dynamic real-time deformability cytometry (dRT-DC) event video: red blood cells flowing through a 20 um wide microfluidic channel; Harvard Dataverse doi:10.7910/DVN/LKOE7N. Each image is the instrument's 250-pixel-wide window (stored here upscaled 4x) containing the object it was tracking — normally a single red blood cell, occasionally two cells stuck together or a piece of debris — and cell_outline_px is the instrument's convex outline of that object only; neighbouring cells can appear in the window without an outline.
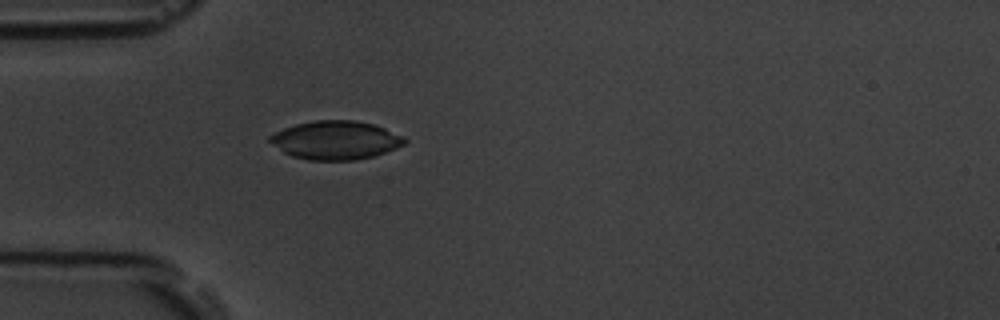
{"species": "common noctule bat (a hibernating species)", "species_latin": "Nyctalus noctula", "temperature_condition": "room temperature", "stored_images_in_passage": 32, "camera_frame_rate_fps": 3000, "um_per_image_px": 0.085, "animal": {"sex": "male", "body_mass_g": 19.5, "forearm_length_mm": 54.6}, "frame": {"image": 1, "passage_image": 1, "time_ms": 0.0, "image_size_px": [1000, 320], "cell_outline_px": [[408, 140], [404, 144], [396, 148], [372, 156], [356, 160], [308, 160], [292, 156], [284, 152], [268, 140], [268, 136], [284, 128], [296, 124], [316, 120], [356, 120], [372, 124], [384, 128], [404, 136]], "centroid_in_image_um": [28.53, 11.91], "position_along_channel_um": 56.5, "area_um2": 30.11}}
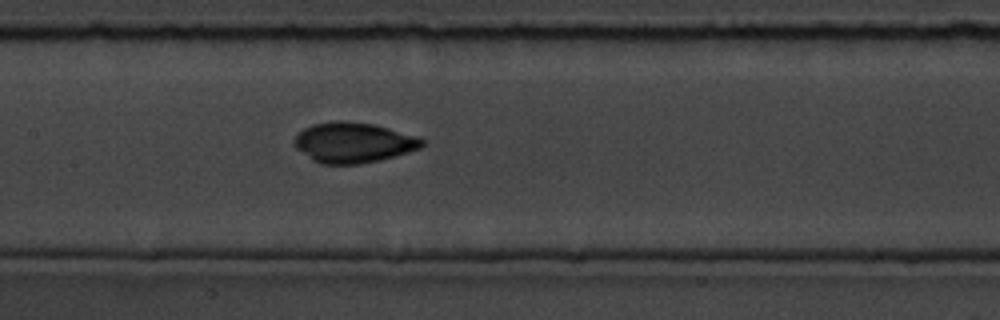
{"frame": {"image": 2, "passage_image": 11, "time_ms": 3.333, "image_size_px": [1000, 320], "cell_outline_px": [[424, 144], [420, 148], [408, 152], [380, 160], [356, 164], [320, 164], [312, 160], [296, 148], [292, 140], [304, 128], [312, 124], [336, 120], [344, 120], [372, 124], [388, 128], [416, 136], [424, 140]], "centroid_in_image_um": [30.0, 12.11], "position_along_channel_um": 177.4, "area_um2": 29.94}}
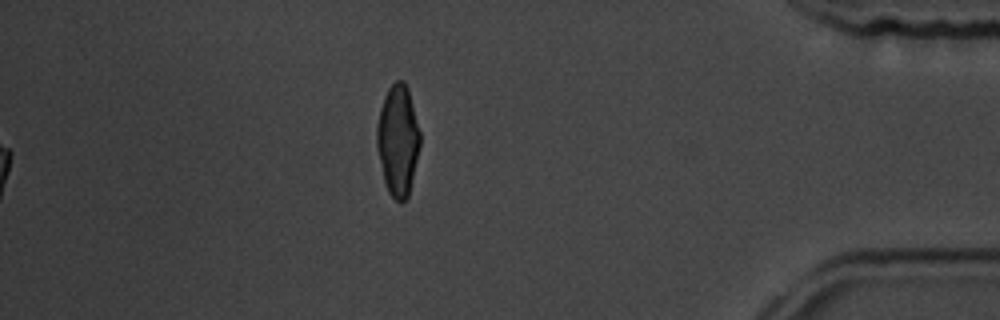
{"frame": {"image": 3, "passage_image": 32, "time_ms": 10.333, "image_size_px": [1000, 320], "cell_outline_px": [[420, 144], [408, 196], [400, 204], [388, 192], [384, 180], [376, 148], [376, 128], [380, 108], [384, 96], [388, 88], [396, 80], [404, 80], [408, 88], [420, 132]], "centroid_in_image_um": [33.8, 11.9], "position_along_channel_um": 401.4, "area_um2": 27.86}, "authors_computed_cell_mechanics": {"area_um2": 29.189, "velocity_mm_per_s": 3.7819, "shape_relaxation_time_tau1_ms": 4.9398, "shape_relaxation_time_tau2_ms": 0.9658, "deformation_change_tau1": 0.1249, "deformation_change_tau2": 0.0492}}